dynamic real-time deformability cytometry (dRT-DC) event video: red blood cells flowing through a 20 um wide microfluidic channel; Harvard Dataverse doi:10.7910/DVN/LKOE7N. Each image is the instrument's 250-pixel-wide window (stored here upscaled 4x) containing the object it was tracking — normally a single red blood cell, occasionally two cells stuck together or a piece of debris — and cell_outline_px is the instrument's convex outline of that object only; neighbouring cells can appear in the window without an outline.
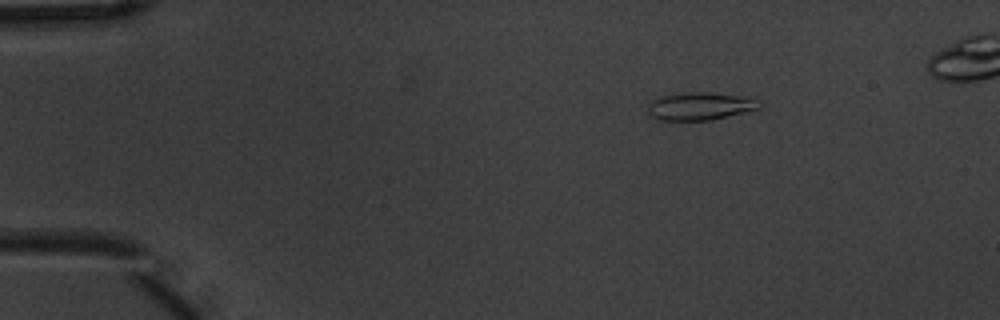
{"species": "common noctule bat (a hibernating species)", "species_latin": "Nyctalus noctula", "temperature_condition": "warm", "stored_images_in_passage": 4, "camera_frame_rate_fps": 3000, "um_per_image_px": 0.085, "animal": {"sex": "male", "body_mass_g": 20.1, "forearm_length_mm": 53.5}, "frame": {"image": 1, "passage_image": 1, "time_ms": 0.0, "image_size_px": [1000, 320], "cell_outline_px": [[760, 108], [712, 120], [660, 120], [652, 116], [648, 112], [648, 104], [652, 100], [664, 96], [688, 92], [708, 92], [736, 96], [760, 100]], "centroid_in_image_um": [59.49, 9.03], "position_along_channel_um": 25.5, "area_um2": 17.69}}